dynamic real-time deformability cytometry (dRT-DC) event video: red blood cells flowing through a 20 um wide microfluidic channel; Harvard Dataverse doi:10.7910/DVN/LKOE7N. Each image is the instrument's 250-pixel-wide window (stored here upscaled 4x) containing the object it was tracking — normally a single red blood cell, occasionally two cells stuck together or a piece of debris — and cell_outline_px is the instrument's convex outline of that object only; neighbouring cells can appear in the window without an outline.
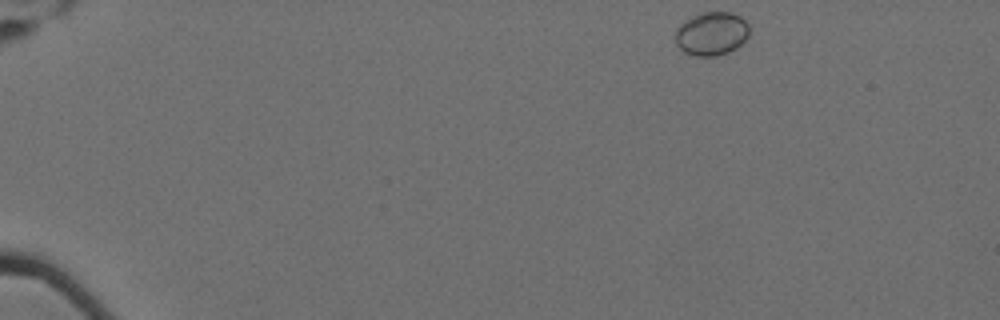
{"species": "Egyptian fruit bat (a non-hibernating species)", "species_latin": "Rousettus aegyptiacus", "temperature_condition": "cold", "stored_images_in_passage": 43, "camera_frame_rate_fps": 3000, "um_per_image_px": 0.085, "animal": {"sex": "female"}, "frame": {"image": 1, "passage_image": 1, "time_ms": 0.0, "image_size_px": [1000, 320], "cell_outline_px": [[748, 36], [736, 48], [728, 52], [716, 56], [696, 56], [684, 52], [676, 44], [676, 32], [680, 24], [692, 16], [704, 12], [732, 12], [740, 16], [748, 24]], "centroid_in_image_um": [60.48, 2.86], "position_along_channel_um": 24.5, "area_um2": 18.61}}
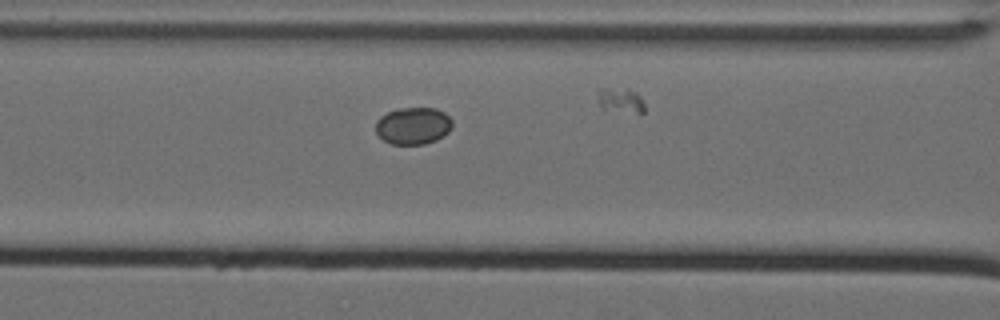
{"frame": {"image": 2, "passage_image": 20, "time_ms": 6.333, "image_size_px": [1000, 320], "cell_outline_px": [[452, 128], [448, 132], [436, 140], [424, 144], [392, 144], [384, 140], [376, 132], [376, 120], [380, 116], [396, 108], [436, 108], [444, 112], [452, 120]], "centroid_in_image_um": [35.12, 10.68], "position_along_channel_um": 131.5, "area_um2": 16.59}}
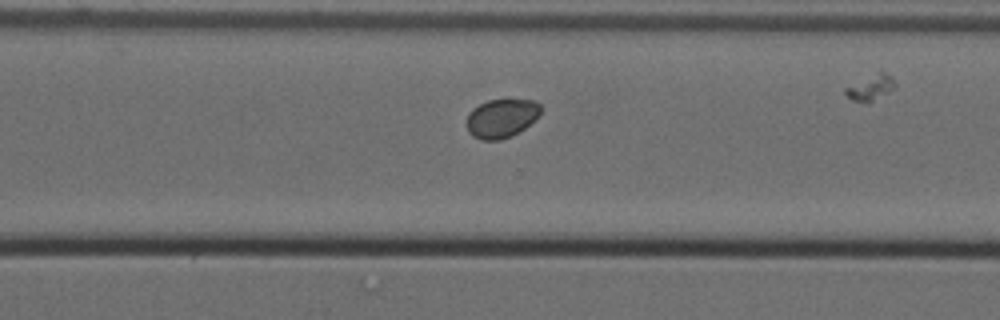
{"frame": {"image": 3, "passage_image": 37, "time_ms": 12.0, "image_size_px": [1000, 320], "cell_outline_px": [[540, 112], [524, 128], [512, 136], [500, 140], [480, 140], [472, 136], [468, 132], [464, 124], [468, 112], [472, 108], [488, 100], [508, 96], [532, 100], [540, 104]], "centroid_in_image_um": [42.56, 10.01], "position_along_channel_um": 328.0, "area_um2": 17.4}, "authors_computed_cell_mechanics": {"area_um2": 16.9354, "velocity_mm_per_s": 3.4752, "shape_relaxation_time_tau1_ms": null, "shape_relaxation_time_tau2_ms": 0.4862, "deformation_change_tau1": null, "deformation_change_tau2": 0.012}}